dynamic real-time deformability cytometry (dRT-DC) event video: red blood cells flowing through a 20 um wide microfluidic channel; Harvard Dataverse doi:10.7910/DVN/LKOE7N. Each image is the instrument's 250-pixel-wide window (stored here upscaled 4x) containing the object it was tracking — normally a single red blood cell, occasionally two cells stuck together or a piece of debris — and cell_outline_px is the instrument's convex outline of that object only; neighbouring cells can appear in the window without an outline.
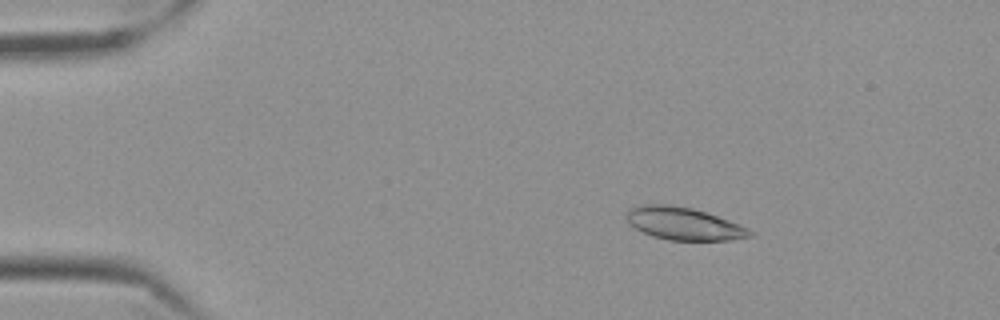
{"species": "Egyptian fruit bat (a non-hibernating species)", "species_latin": "Rousettus aegyptiacus", "temperature_condition": "cold", "stored_images_in_passage": 58, "camera_frame_rate_fps": 3000, "um_per_image_px": 0.085, "frame": {"image": 1, "passage_image": 9, "time_ms": 2.667, "image_size_px": [1000, 320], "cell_outline_px": [[756, 236], [732, 240], [668, 240], [652, 236], [636, 228], [624, 216], [628, 208], [644, 204], [668, 204], [692, 208], [728, 220], [748, 228], [756, 232]], "centroid_in_image_um": [58.15, 19.01], "position_along_channel_um": 26.9, "area_um2": 23.47}}
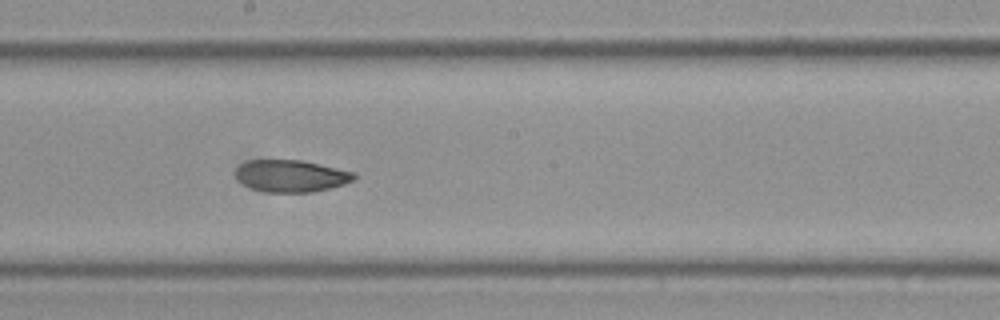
{"frame": {"image": 2, "passage_image": 32, "time_ms": 10.333, "image_size_px": [1000, 320], "cell_outline_px": [[356, 176], [352, 180], [344, 184], [332, 188], [312, 192], [264, 192], [252, 188], [236, 180], [236, 168], [240, 164], [248, 160], [300, 160], [356, 172]], "centroid_in_image_um": [24.73, 14.96], "position_along_channel_um": 223.5, "area_um2": 22.14}}
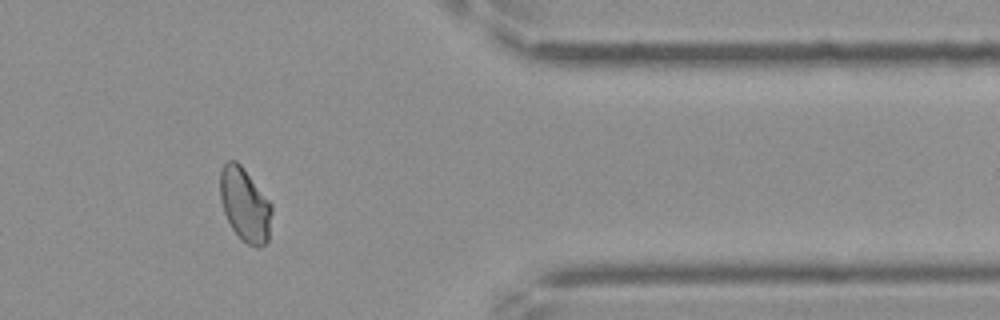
{"frame": {"image": 3, "passage_image": 48, "time_ms": 15.667, "image_size_px": [1000, 320], "cell_outline_px": [[272, 212], [268, 240], [260, 248], [256, 248], [240, 240], [232, 228], [224, 212], [220, 200], [220, 172], [224, 164], [228, 160], [236, 160], [240, 164], [272, 204]], "centroid_in_image_um": [20.81, 17.43], "position_along_channel_um": 390.6, "area_um2": 22.2}, "authors_computed_cell_mechanics": {"area_um2": 22.5998, "velocity_mm_per_s": 3.4882, "shape_relaxation_time_tau1_ms": null, "shape_relaxation_time_tau2_ms": 2.7277, "deformation_change_tau1": null, "deformation_change_tau2": 0.0487}}